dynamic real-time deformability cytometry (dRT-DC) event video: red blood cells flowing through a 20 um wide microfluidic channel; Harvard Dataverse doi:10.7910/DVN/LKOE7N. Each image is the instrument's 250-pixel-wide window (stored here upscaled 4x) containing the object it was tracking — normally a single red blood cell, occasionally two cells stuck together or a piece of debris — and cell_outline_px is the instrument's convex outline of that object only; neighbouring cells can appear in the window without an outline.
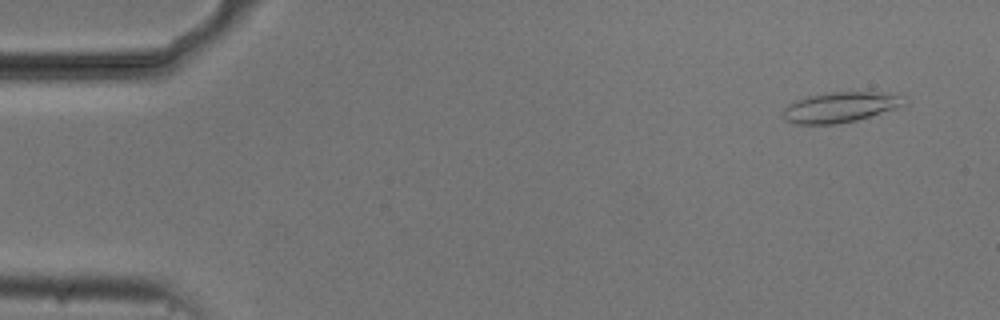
{"species": "common noctule bat (a hibernating species)", "species_latin": "Nyctalus noctula", "temperature_condition": "cold", "stored_images_in_passage": 53, "camera_frame_rate_fps": 3000, "um_per_image_px": 0.085, "animal": {"sex": "male", "body_mass_g": 20.5, "forearm_length_mm": 52.5}, "frame": {"image": 1, "passage_image": 3, "time_ms": 0.667, "image_size_px": [1000, 320], "cell_outline_px": [[908, 100], [904, 104], [856, 120], [836, 124], [796, 124], [784, 120], [784, 108], [788, 104], [796, 100], [808, 96], [828, 92], [884, 92], [900, 96]], "centroid_in_image_um": [71.36, 9.1], "position_along_channel_um": 13.6, "area_um2": 21.04}}
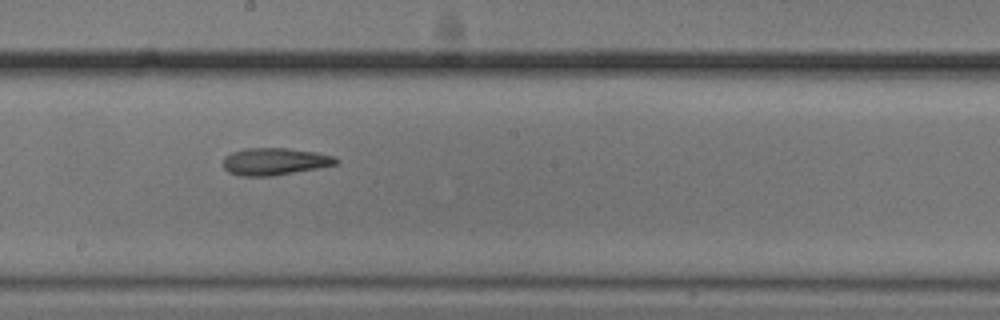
{"frame": {"image": 2, "passage_image": 29, "time_ms": 9.333, "image_size_px": [1000, 320], "cell_outline_px": [[340, 160], [336, 164], [316, 168], [272, 176], [240, 176], [228, 172], [224, 168], [224, 156], [232, 152], [244, 148], [288, 148], [316, 152], [336, 156]], "centroid_in_image_um": [23.34, 13.72], "position_along_channel_um": 224.9, "area_um2": 17.92}}
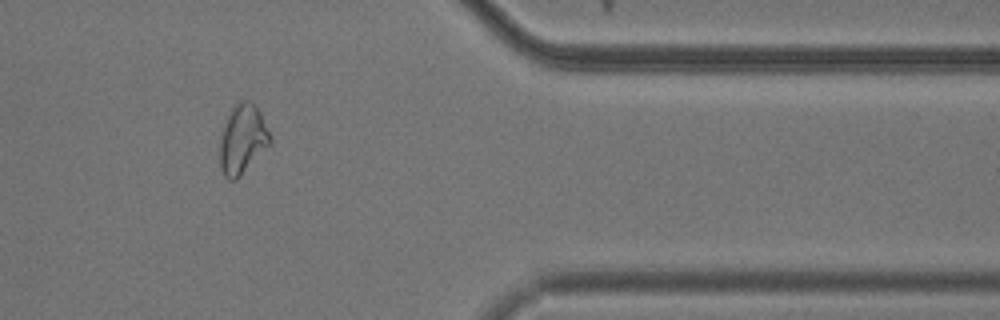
{"frame": {"image": 3, "passage_image": 44, "time_ms": 14.333, "image_size_px": [1000, 320], "cell_outline_px": [[272, 144], [236, 180], [228, 180], [224, 176], [220, 168], [220, 136], [224, 124], [236, 100], [248, 100], [260, 112], [272, 136]], "centroid_in_image_um": [20.63, 11.85], "position_along_channel_um": 390.8, "area_um2": 20.58}, "authors_computed_cell_mechanics": {"area_um2": 19.5942, "velocity_mm_per_s": 3.7326, "shape_relaxation_time_tau1_ms": null, "shape_relaxation_time_tau2_ms": 4.9202, "deformation_change_tau1": null, "deformation_change_tau2": 0.1518}}